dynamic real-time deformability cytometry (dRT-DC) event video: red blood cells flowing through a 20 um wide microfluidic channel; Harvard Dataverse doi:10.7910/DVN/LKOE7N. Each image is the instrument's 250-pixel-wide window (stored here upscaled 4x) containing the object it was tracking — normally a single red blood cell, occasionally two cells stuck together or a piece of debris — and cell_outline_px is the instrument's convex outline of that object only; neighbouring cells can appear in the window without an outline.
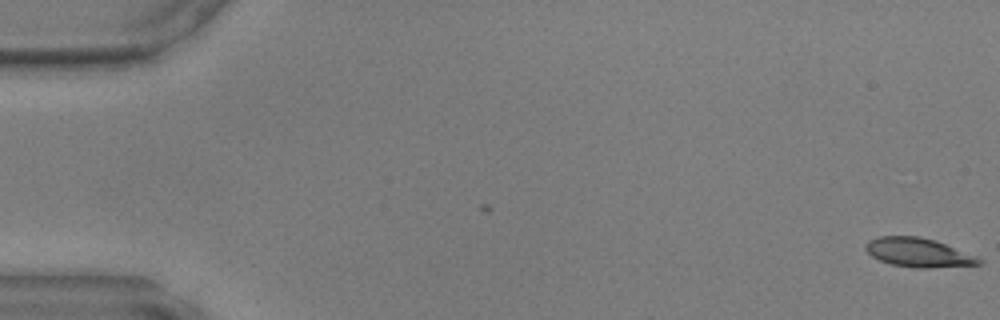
{"species": "common noctule bat (a hibernating species)", "species_latin": "Nyctalus noctula", "temperature_condition": "warm", "stored_images_in_passage": 5, "camera_frame_rate_fps": 3000, "um_per_image_px": 0.085, "animal": {"sex": "male", "body_mass_g": 17.9, "forearm_length_mm": 54.2}, "frame": {"image": 1, "passage_image": 1, "time_ms": 0.0, "image_size_px": [1000, 320], "cell_outline_px": [[984, 260], [980, 264], [928, 268], [916, 268], [892, 264], [880, 260], [872, 256], [864, 248], [864, 244], [868, 240], [880, 236], [920, 236], [936, 240], [976, 256]], "centroid_in_image_um": [78.05, 21.45], "position_along_channel_um": 7.0, "area_um2": 19.13}}